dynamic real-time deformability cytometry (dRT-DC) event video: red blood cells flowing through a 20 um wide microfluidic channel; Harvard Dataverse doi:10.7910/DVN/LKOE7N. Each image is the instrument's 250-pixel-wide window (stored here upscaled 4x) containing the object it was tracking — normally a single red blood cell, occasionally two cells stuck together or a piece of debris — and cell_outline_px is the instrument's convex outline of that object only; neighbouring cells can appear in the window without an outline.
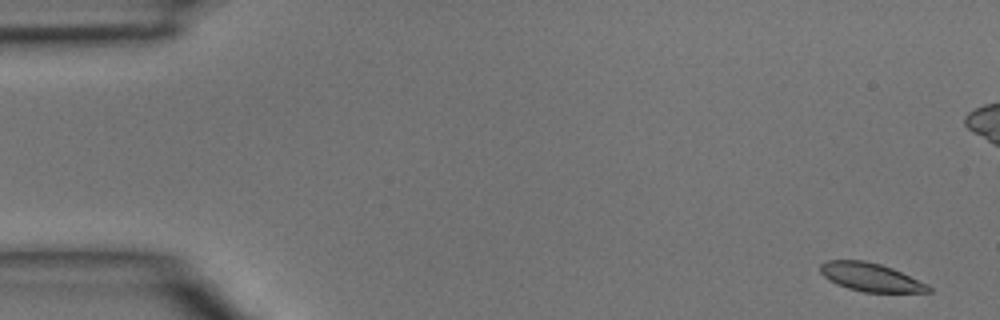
{"species": "common noctule bat (a hibernating species)", "species_latin": "Nyctalus noctula", "temperature_condition": "room temperature", "stored_images_in_passage": 5, "camera_frame_rate_fps": 3000, "um_per_image_px": 0.085, "animal": {"sex": "male", "body_mass_g": 15.6}, "frame": {"image": 1, "passage_image": 1, "time_ms": 0.0, "image_size_px": [1000, 320], "cell_outline_px": [[932, 292], [864, 292], [848, 288], [836, 284], [828, 280], [820, 272], [820, 264], [828, 260], [864, 260], [880, 264], [892, 268], [928, 284], [932, 288]], "centroid_in_image_um": [74.0, 23.56], "position_along_channel_um": 11.0, "area_um2": 17.86}}